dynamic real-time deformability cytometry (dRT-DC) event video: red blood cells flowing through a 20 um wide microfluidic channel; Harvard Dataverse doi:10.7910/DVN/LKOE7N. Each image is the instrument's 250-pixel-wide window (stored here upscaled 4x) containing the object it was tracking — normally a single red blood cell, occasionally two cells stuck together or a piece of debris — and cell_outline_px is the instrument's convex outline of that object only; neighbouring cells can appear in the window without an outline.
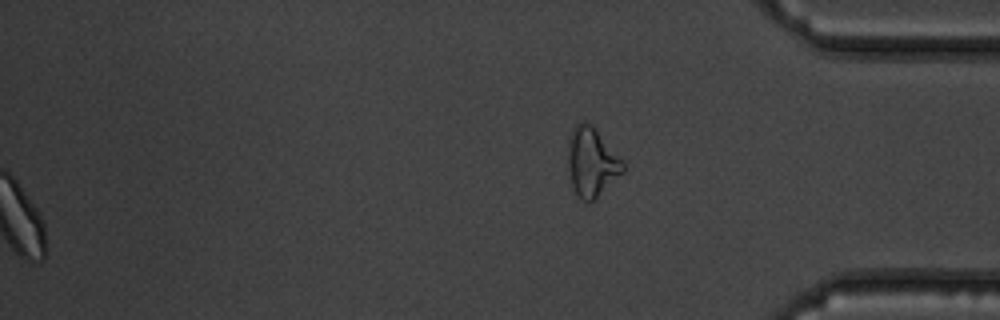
{"species": "common noctule bat (a hibernating species)", "species_latin": "Nyctalus noctula", "temperature_condition": "warm", "stored_images_in_passage": 41, "segment_of_instrument_passage": [2, 2], "camera_frame_rate_fps": 3000, "um_per_image_px": 0.085, "animal": {"sex": "male", "body_mass_g": 19.5, "forearm_length_mm": 54.6}, "frame": {"image": 1, "passage_image": 41, "time_ms": 13.333, "image_size_px": [1000, 320], "cell_outline_px": [[624, 172], [592, 200], [584, 200], [576, 192], [572, 184], [568, 168], [568, 140], [572, 128], [580, 120], [588, 120], [592, 124], [624, 160]], "centroid_in_image_um": [50.3, 13.68], "position_along_channel_um": 384.9, "area_um2": 22.08}}